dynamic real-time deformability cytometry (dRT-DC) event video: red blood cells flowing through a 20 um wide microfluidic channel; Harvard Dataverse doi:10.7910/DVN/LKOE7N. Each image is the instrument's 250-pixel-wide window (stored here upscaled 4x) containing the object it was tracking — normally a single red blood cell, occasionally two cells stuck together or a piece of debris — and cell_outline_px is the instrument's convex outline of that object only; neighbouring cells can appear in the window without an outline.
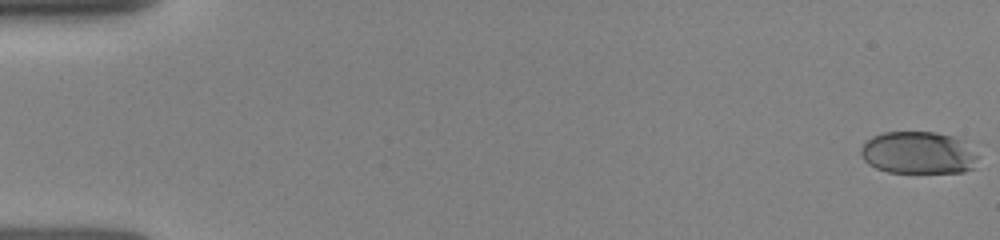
{"species": "human", "species_latin": "Homo sapiens", "temperature_condition": "room temperature", "stored_images_in_passage": 42, "camera_frame_rate_fps": 3000, "um_per_image_px": 0.085, "donor": {"sex": "female"}, "frame": {"image": 1, "passage_image": 1, "time_ms": 0.0, "image_size_px": [1000, 240], "cell_outline_px": [[976, 156], [972, 168], [964, 172], [888, 172], [876, 168], [868, 164], [864, 160], [860, 152], [860, 148], [872, 136], [884, 132], [936, 132], [952, 136], [960, 140]], "centroid_in_image_um": [77.97, 12.98], "position_along_channel_um": 7.0, "area_um2": 28.38}}
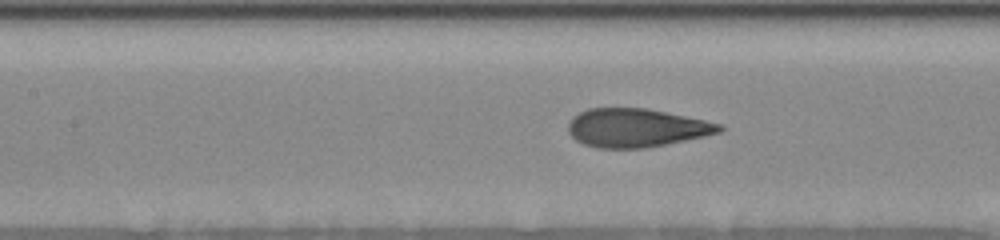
{"frame": {"image": 2, "passage_image": 17, "time_ms": 7.333, "image_size_px": [1000, 240], "cell_outline_px": [[724, 128], [720, 132], [704, 136], [644, 148], [600, 148], [584, 144], [576, 140], [568, 132], [568, 120], [572, 116], [588, 108], [644, 108], [724, 124]], "centroid_in_image_um": [54.05, 10.86], "position_along_channel_um": 153.4, "area_um2": 33.7}}
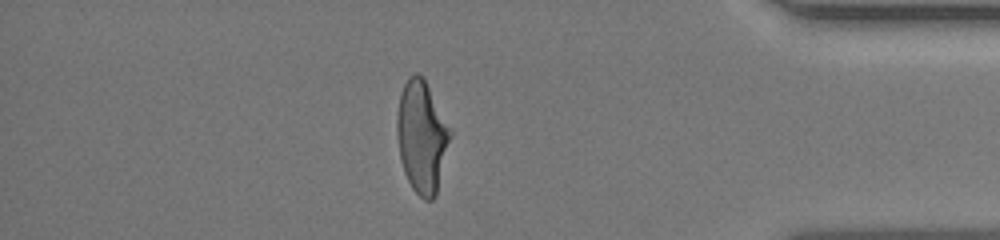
{"frame": {"image": 3, "passage_image": 34, "time_ms": 14.0, "image_size_px": [1000, 240], "cell_outline_px": [[452, 136], [436, 196], [432, 200], [424, 200], [412, 188], [404, 172], [400, 156], [396, 132], [396, 116], [400, 92], [408, 76], [412, 72], [416, 72], [424, 76], [452, 132]], "centroid_in_image_um": [35.85, 11.58], "position_along_channel_um": 399.3, "area_um2": 35.2}}